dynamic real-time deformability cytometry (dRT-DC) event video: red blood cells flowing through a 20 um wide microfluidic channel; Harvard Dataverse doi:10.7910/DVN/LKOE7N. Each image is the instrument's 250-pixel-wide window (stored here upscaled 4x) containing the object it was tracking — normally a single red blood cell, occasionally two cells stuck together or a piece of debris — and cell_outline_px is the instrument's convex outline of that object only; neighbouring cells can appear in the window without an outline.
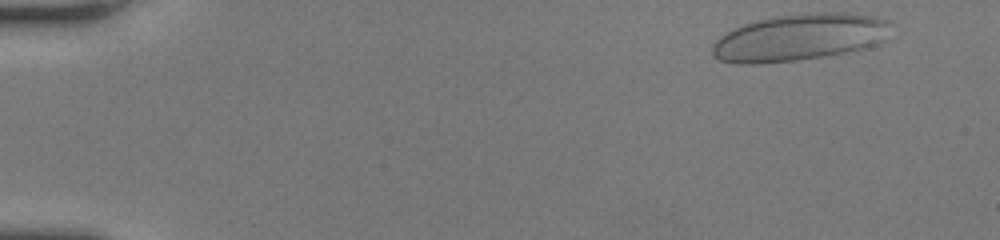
{"species": "human", "species_latin": "Homo sapiens", "temperature_condition": "room temperature", "stored_images_in_passage": 43, "camera_frame_rate_fps": 3000, "um_per_image_px": 0.085, "donor": {"sex": "female"}, "frame": {"image": 1, "passage_image": 1, "time_ms": 0.0, "image_size_px": [1000, 240], "cell_outline_px": [[888, 24], [884, 40], [876, 44], [864, 48], [824, 56], [796, 60], [756, 64], [736, 64], [720, 60], [712, 56], [712, 44], [720, 36], [732, 28], [744, 24], [776, 16], [816, 12], [844, 12], [876, 16], [888, 20]], "centroid_in_image_um": [67.9, 3.18], "position_along_channel_um": 17.1, "area_um2": 48.55}}
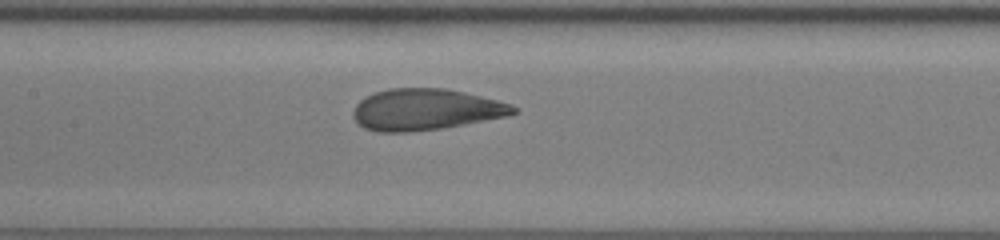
{"frame": {"image": 2, "passage_image": 22, "time_ms": 7.0, "image_size_px": [1000, 240], "cell_outline_px": [[516, 112], [508, 116], [444, 128], [408, 132], [376, 132], [364, 128], [352, 116], [352, 112], [356, 104], [360, 100], [376, 92], [388, 88], [444, 88], [464, 92], [512, 104], [516, 108]], "centroid_in_image_um": [36.16, 9.32], "position_along_channel_um": 171.2, "area_um2": 38.55}}
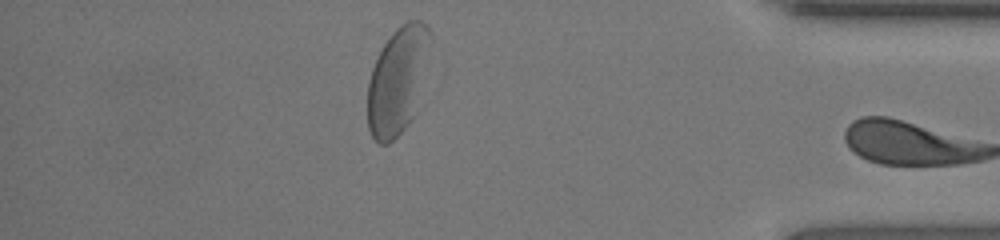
{"frame": {"image": 3, "passage_image": 42, "time_ms": 13.667, "image_size_px": [1000, 240], "cell_outline_px": [[432, 40], [412, 116], [408, 124], [388, 144], [380, 144], [372, 136], [368, 128], [368, 80], [372, 68], [384, 44], [392, 32], [396, 28], [408, 20], [420, 20], [428, 28], [432, 36]], "centroid_in_image_um": [33.77, 6.8], "position_along_channel_um": 401.4, "area_um2": 38.15}, "authors_computed_cell_mechanics": {"area_um2": 39.0728, "velocity_mm_per_s": 3.9389, "shape_relaxation_time_tau1_ms": 4.1167, "shape_relaxation_time_tau2_ms": null, "deformation_change_tau1": 0.1646, "deformation_change_tau2": null}}